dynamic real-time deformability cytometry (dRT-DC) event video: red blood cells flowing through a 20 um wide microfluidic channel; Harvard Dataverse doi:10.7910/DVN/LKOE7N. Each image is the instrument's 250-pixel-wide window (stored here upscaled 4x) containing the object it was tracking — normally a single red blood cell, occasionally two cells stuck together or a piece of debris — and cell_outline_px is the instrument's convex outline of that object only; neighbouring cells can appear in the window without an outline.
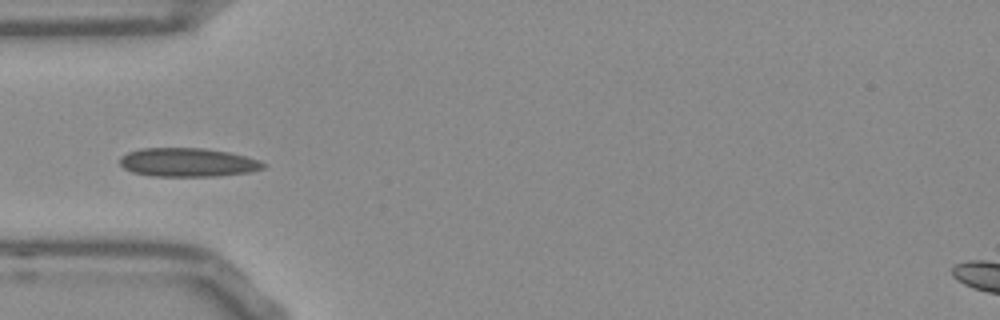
{"species": "Egyptian fruit bat (a non-hibernating species)", "species_latin": "Rousettus aegyptiacus", "temperature_condition": "room temperature", "stored_images_in_passage": 38, "camera_frame_rate_fps": 3000, "um_per_image_px": 0.085, "frame": {"image": 1, "passage_image": 1, "time_ms": 0.0, "image_size_px": [1000, 320], "cell_outline_px": [[268, 164], [264, 168], [248, 172], [216, 176], [152, 176], [132, 172], [124, 168], [120, 164], [120, 156], [128, 152], [140, 148], [204, 148], [228, 152], [244, 156]], "centroid_in_image_um": [15.92, 13.8], "position_along_channel_um": 69.1, "area_um2": 23.93}}
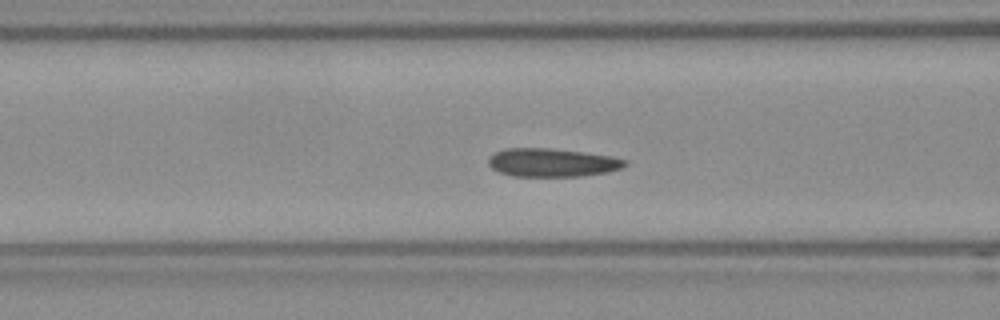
{"frame": {"image": 2, "passage_image": 5, "time_ms": 1.333, "image_size_px": [1000, 320], "cell_outline_px": [[628, 164], [620, 168], [608, 172], [580, 176], [512, 176], [500, 172], [492, 168], [488, 164], [488, 156], [504, 148], [548, 148], [612, 156], [628, 160]], "centroid_in_image_um": [46.92, 13.82], "position_along_channel_um": 119.7, "area_um2": 22.54}}
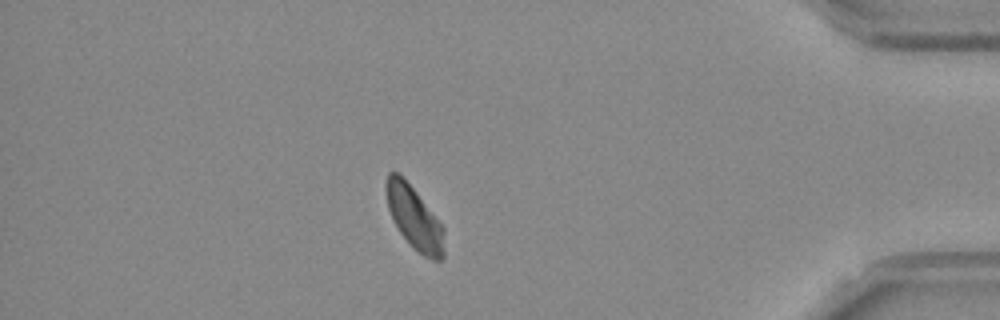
{"frame": {"image": 3, "passage_image": 31, "time_ms": 10.0, "image_size_px": [1000, 320], "cell_outline_px": [[444, 256], [440, 260], [432, 260], [424, 256], [400, 232], [388, 208], [384, 188], [384, 184], [388, 172], [400, 172], [416, 192], [444, 228]], "centroid_in_image_um": [35.2, 18.46], "position_along_channel_um": 400.0, "area_um2": 20.92}, "authors_computed_cell_mechanics": {"area_um2": 21.8195, "velocity_mm_per_s": 3.7362, "shape_relaxation_time_tau1_ms": null, "shape_relaxation_time_tau2_ms": 2.802, "deformation_change_tau1": null, "deformation_change_tau2": 0.0512}}